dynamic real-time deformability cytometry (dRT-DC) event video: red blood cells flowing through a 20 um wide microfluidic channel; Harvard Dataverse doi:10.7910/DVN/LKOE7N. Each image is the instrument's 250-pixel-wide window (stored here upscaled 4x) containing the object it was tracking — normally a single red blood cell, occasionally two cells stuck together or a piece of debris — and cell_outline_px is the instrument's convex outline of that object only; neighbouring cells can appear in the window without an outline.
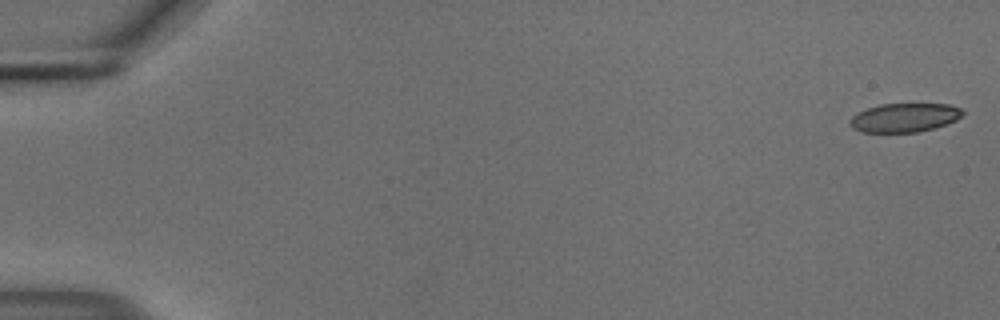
{"species": "common noctule bat (a hibernating species)", "species_latin": "Nyctalus noctula", "temperature_condition": "cold", "stored_images_in_passage": 55, "camera_frame_rate_fps": 3000, "um_per_image_px": 0.085, "animal": {"sex": "male", "body_mass_g": 18.8}, "frame": {"image": 1, "passage_image": 1, "time_ms": 0.0, "image_size_px": [1000, 320], "cell_outline_px": [[964, 112], [956, 120], [932, 128], [916, 132], [860, 132], [852, 128], [848, 124], [852, 116], [856, 112], [880, 104], [948, 104], [960, 108]], "centroid_in_image_um": [76.82, 9.99], "position_along_channel_um": 8.2, "area_um2": 18.84}}
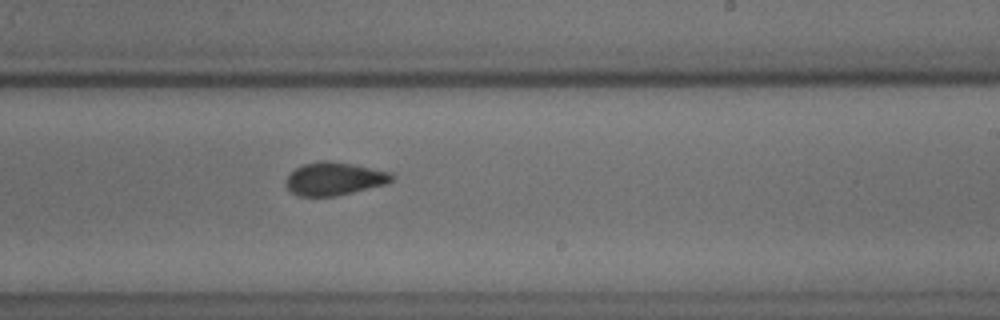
{"frame": {"image": 2, "passage_image": 34, "time_ms": 11.0, "image_size_px": [1000, 320], "cell_outline_px": [[392, 180], [388, 184], [336, 196], [300, 196], [292, 192], [284, 184], [284, 180], [296, 168], [304, 164], [320, 160], [328, 160], [352, 164], [392, 172]], "centroid_in_image_um": [28.42, 15.19], "position_along_channel_um": 260.6, "area_um2": 20.4}}
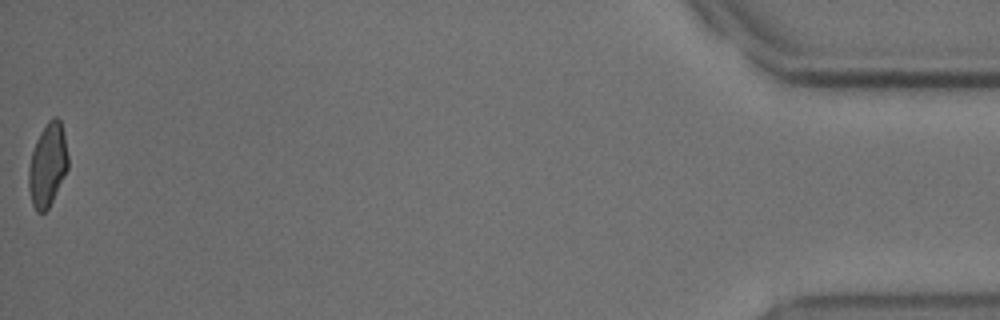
{"frame": {"image": 3, "passage_image": 55, "time_ms": 18.0, "image_size_px": [1000, 320], "cell_outline_px": [[68, 168], [48, 208], [44, 212], [36, 212], [32, 204], [28, 188], [28, 168], [32, 152], [36, 140], [40, 132], [48, 120], [52, 116], [56, 116], [60, 120], [64, 136], [68, 156]], "centroid_in_image_um": [4.03, 14.0], "position_along_channel_um": 431.2, "area_um2": 19.02}, "authors_computed_cell_mechanics": {"area_um2": 20.4612, "velocity_mm_per_s": 3.6979, "shape_relaxation_time_tau1_ms": 3.3309, "shape_relaxation_time_tau2_ms": 1.5283, "deformation_change_tau1": 0.1002, "deformation_change_tau2": 0.0536}}